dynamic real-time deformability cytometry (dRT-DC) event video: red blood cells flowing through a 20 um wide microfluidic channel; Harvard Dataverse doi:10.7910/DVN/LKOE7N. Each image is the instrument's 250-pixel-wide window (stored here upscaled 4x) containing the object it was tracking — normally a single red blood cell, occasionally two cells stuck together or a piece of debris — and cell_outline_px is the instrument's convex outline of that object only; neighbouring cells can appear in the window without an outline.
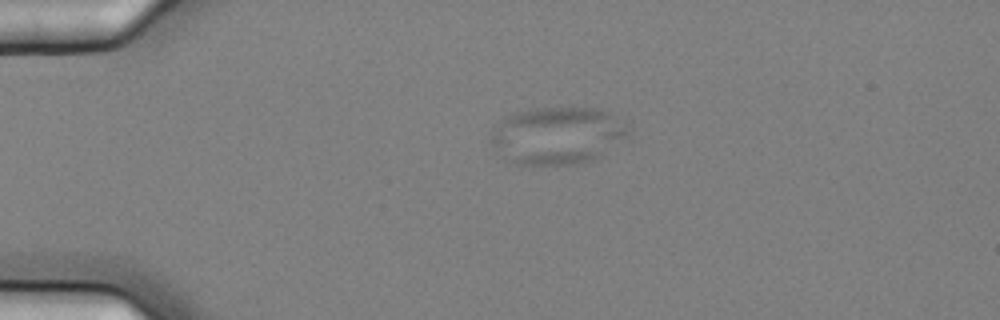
{"species": "common noctule bat (a hibernating species)", "species_latin": "Nyctalus noctula", "temperature_condition": "cold", "stored_images_in_passage": 2, "camera_frame_rate_fps": 3000, "um_per_image_px": 0.085, "animal": {"sex": "female", "body_mass_g": 25.1}, "frame": {"image": 1, "passage_image": 1, "time_ms": 0.0, "image_size_px": [1000, 320], "cell_outline_px": [[628, 132], [624, 136], [600, 156], [592, 160], [572, 164], [516, 164], [496, 152], [492, 144], [492, 128], [504, 116], [512, 112], [532, 108], [600, 108], [608, 112]], "centroid_in_image_um": [47.25, 11.5], "position_along_channel_um": 37.8, "area_um2": 45.08}}